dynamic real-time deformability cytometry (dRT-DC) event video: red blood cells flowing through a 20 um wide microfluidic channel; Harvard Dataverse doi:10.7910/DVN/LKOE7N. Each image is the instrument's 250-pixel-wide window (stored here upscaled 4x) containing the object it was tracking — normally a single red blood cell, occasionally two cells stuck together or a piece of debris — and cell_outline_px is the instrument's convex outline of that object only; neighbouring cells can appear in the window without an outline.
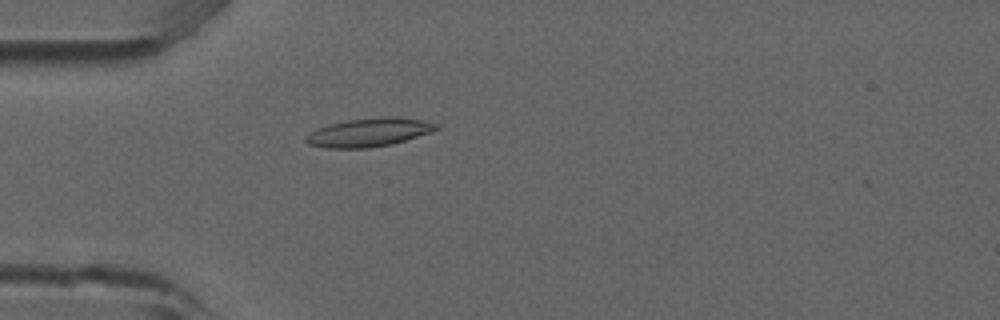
{"species": "common noctule bat (a hibernating species)", "species_latin": "Nyctalus noctula", "temperature_condition": "room temperature", "stored_images_in_passage": 38, "camera_frame_rate_fps": 3000, "um_per_image_px": 0.085, "animal": {"sex": "male", "forearm_length_mm": 52.5}, "frame": {"image": 1, "passage_image": 1, "time_ms": 0.0, "image_size_px": [1000, 320], "cell_outline_px": [[440, 128], [432, 132], [392, 144], [368, 148], [328, 148], [308, 144], [304, 140], [304, 136], [316, 128], [328, 124], [348, 120], [380, 116], [392, 116], [420, 120], [440, 124]], "centroid_in_image_um": [31.35, 11.25], "position_along_channel_um": 53.7, "area_um2": 21.85}}
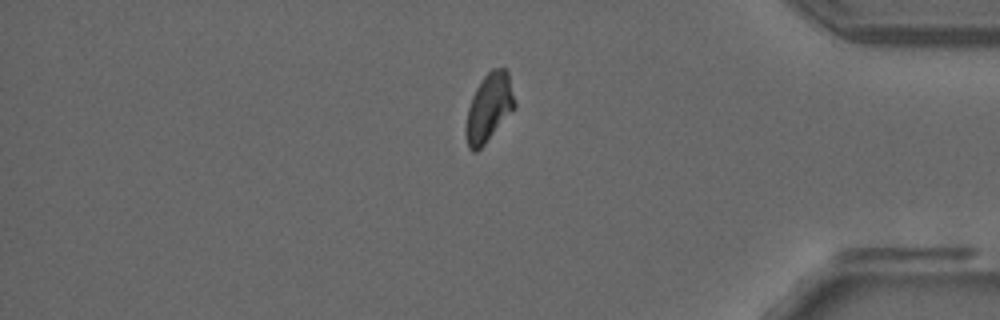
{"frame": {"image": 2, "passage_image": 30, "time_ms": 9.667, "image_size_px": [1000, 320], "cell_outline_px": [[516, 108], [484, 144], [476, 152], [472, 152], [468, 148], [468, 108], [472, 96], [476, 88], [484, 76], [492, 68], [504, 68], [508, 72], [516, 104]], "centroid_in_image_um": [41.61, 9.11], "position_along_channel_um": 393.6, "area_um2": 18.9}}
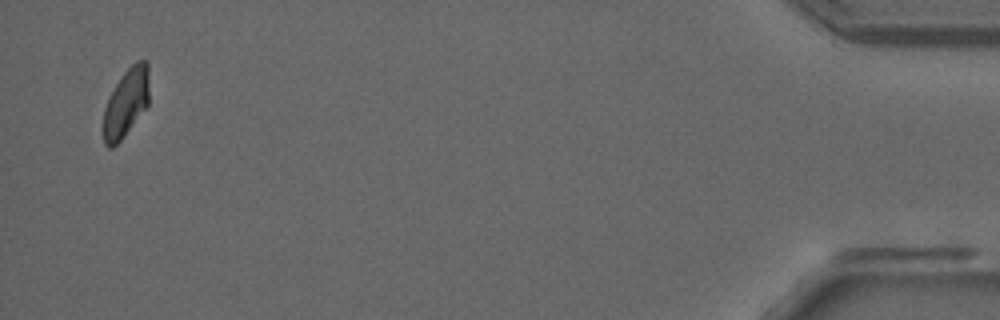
{"frame": {"image": 3, "passage_image": 37, "time_ms": 12.0, "image_size_px": [1000, 320], "cell_outline_px": [[148, 104], [120, 140], [112, 148], [108, 148], [104, 144], [100, 132], [100, 128], [104, 108], [116, 84], [124, 72], [136, 60], [148, 60]], "centroid_in_image_um": [10.66, 8.77], "position_along_channel_um": 424.5, "area_um2": 18.32}, "authors_computed_cell_mechanics": {"area_um2": 19.3919, "velocity_mm_per_s": 3.8921, "shape_relaxation_time_tau1_ms": null, "shape_relaxation_time_tau2_ms": 6.3138, "deformation_change_tau1": null, "deformation_change_tau2": 0.1322}}